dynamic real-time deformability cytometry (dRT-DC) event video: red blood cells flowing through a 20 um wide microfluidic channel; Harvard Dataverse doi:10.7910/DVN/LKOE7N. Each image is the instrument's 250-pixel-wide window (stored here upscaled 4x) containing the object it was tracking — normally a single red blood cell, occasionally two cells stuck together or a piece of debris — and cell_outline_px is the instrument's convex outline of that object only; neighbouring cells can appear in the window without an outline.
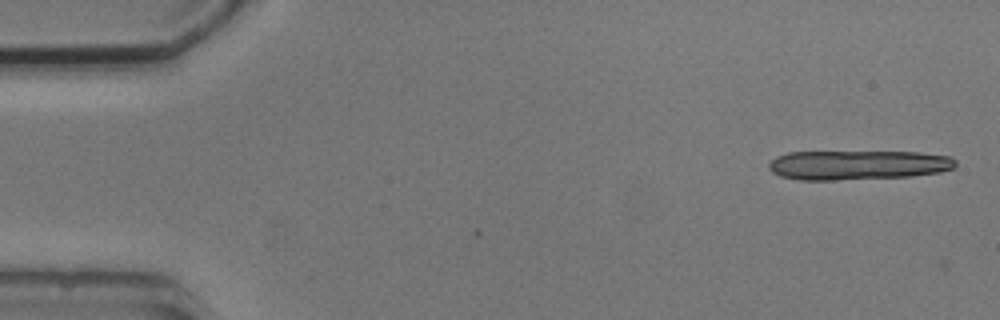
{"species": "common noctule bat (a hibernating species)", "species_latin": "Nyctalus noctula", "temperature_condition": "cold", "stored_images_in_passage": 5, "camera_frame_rate_fps": 3000, "um_per_image_px": 0.085, "animal": {"sex": "male", "body_mass_g": 20.5, "forearm_length_mm": 52.5}, "frame": {"image": 1, "passage_image": 1, "time_ms": 0.0, "image_size_px": [1000, 320], "cell_outline_px": [[956, 164], [952, 168], [940, 172], [912, 176], [836, 180], [800, 180], [780, 176], [772, 172], [768, 168], [768, 164], [776, 156], [788, 152], [920, 152], [952, 156], [956, 160]], "centroid_in_image_um": [72.91, 14.02], "position_along_channel_um": 12.1, "area_um2": 32.25}}